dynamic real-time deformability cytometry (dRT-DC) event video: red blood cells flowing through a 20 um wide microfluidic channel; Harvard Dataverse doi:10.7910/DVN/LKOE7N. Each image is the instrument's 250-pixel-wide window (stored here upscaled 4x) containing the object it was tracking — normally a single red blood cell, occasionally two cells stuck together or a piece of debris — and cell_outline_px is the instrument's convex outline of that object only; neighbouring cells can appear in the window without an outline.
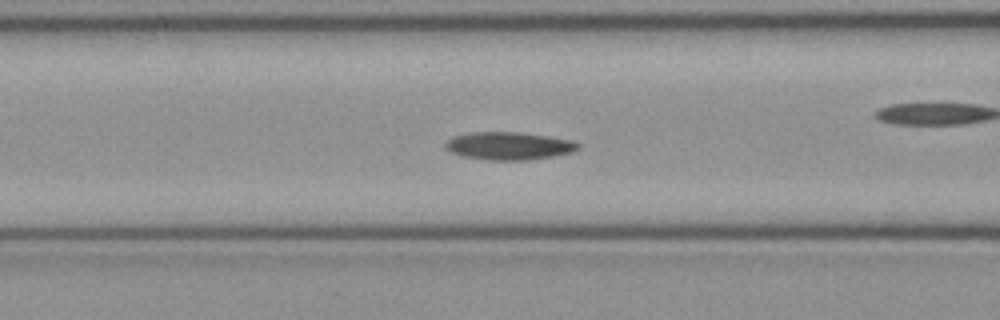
{"species": "common noctule bat (a hibernating species)", "species_latin": "Nyctalus noctula", "temperature_condition": "cold", "stored_images_in_passage": 40, "camera_frame_rate_fps": 3000, "um_per_image_px": 0.085, "animal": {"sex": "female", "body_mass_g": 21.9}, "frame": {"image": 1, "passage_image": 7, "time_ms": 2.0, "image_size_px": [1000, 320], "cell_outline_px": [[580, 148], [572, 152], [552, 156], [524, 160], [488, 160], [460, 156], [448, 152], [444, 148], [444, 144], [452, 136], [468, 132], [520, 132], [572, 140], [580, 144]], "centroid_in_image_um": [43.18, 12.4], "position_along_channel_um": 123.4, "area_um2": 21.68}}
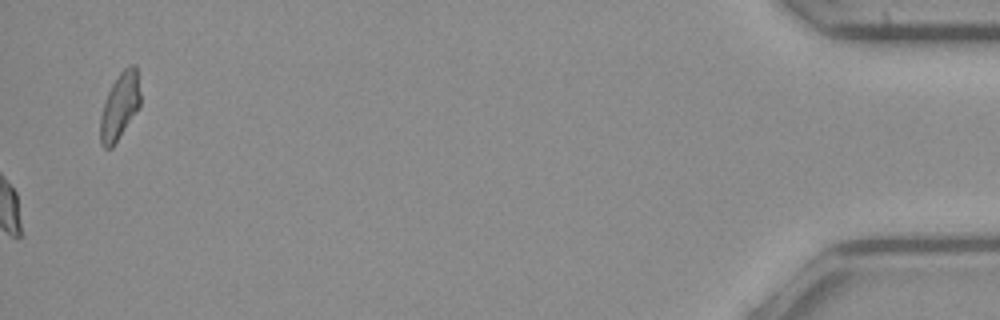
{"frame": {"image": 2, "passage_image": 40, "time_ms": 13.0, "image_size_px": [1000, 320], "cell_outline_px": [[140, 108], [112, 148], [104, 148], [100, 140], [100, 116], [104, 100], [112, 84], [120, 72], [124, 68], [132, 64], [136, 64], [140, 92]], "centroid_in_image_um": [10.18, 9.02], "position_along_channel_um": 425.0, "area_um2": 15.72}, "authors_computed_cell_mechanics": {"area_um2": 20.4323, "velocity_mm_per_s": 3.8707, "shape_relaxation_time_tau1_ms": 7.6609, "shape_relaxation_time_tau2_ms": null, "deformation_change_tau1": 0.1785, "deformation_change_tau2": null}}